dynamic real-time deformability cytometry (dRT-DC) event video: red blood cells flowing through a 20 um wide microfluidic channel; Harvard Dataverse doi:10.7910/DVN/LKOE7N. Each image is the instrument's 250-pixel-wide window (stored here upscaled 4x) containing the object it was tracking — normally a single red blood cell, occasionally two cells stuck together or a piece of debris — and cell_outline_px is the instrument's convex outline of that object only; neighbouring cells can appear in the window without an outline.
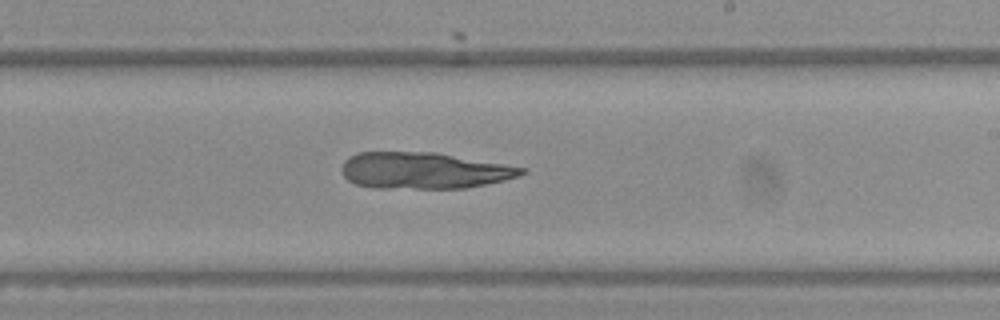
{"species": "Egyptian fruit bat (a non-hibernating species)", "species_latin": "Rousettus aegyptiacus", "temperature_condition": "warm", "stored_images_in_passage": 52, "camera_frame_rate_fps": 3000, "um_per_image_px": 0.085, "frame": {"image": 1, "passage_image": 31, "time_ms": 10.0, "image_size_px": [1000, 320], "cell_outline_px": [[528, 172], [520, 176], [504, 180], [464, 188], [372, 188], [356, 184], [348, 180], [344, 176], [340, 168], [344, 160], [348, 156], [356, 152], [436, 152], [528, 168]], "centroid_in_image_um": [36.02, 14.49], "position_along_channel_um": 253.0, "area_um2": 38.49}}